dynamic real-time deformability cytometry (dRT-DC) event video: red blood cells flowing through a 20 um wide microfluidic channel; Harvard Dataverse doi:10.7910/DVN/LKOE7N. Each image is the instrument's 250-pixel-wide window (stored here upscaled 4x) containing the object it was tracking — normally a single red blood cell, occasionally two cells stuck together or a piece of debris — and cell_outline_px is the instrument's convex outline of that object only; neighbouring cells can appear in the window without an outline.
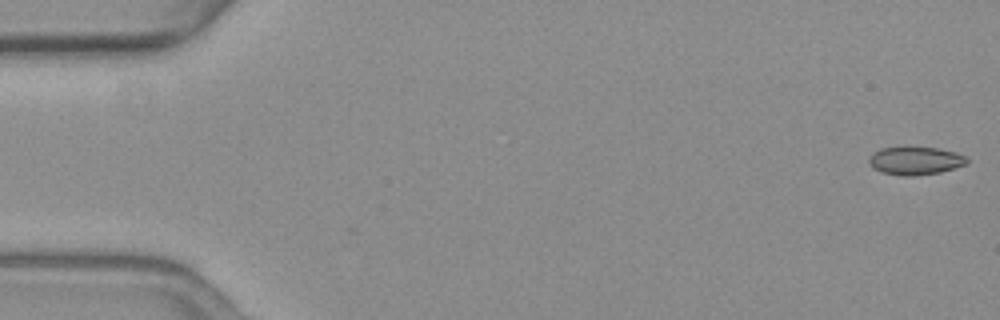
{"species": "common noctule bat (a hibernating species)", "species_latin": "Nyctalus noctula", "temperature_condition": "warm", "stored_images_in_passage": 56, "camera_frame_rate_fps": 3000, "um_per_image_px": 0.085, "animal": {"sex": "female", "body_mass_g": 19.3, "forearm_length_mm": 54.1}, "frame": {"image": 1, "passage_image": 1, "time_ms": 0.0, "image_size_px": [1000, 320], "cell_outline_px": [[968, 164], [940, 172], [912, 176], [904, 176], [884, 172], [872, 168], [868, 160], [880, 148], [904, 144], [908, 144], [936, 148], [956, 152], [964, 156], [968, 160]], "centroid_in_image_um": [77.8, 13.61], "position_along_channel_um": 7.2, "area_um2": 16.47}}
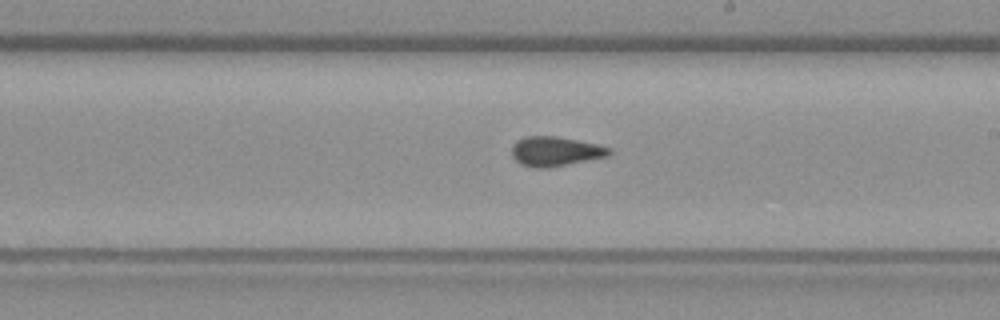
{"frame": {"image": 2, "passage_image": 32, "time_ms": 10.333, "image_size_px": [1000, 320], "cell_outline_px": [[612, 152], [608, 156], [548, 168], [532, 168], [520, 164], [512, 156], [512, 144], [516, 140], [524, 136], [556, 136], [596, 144], [612, 148]], "centroid_in_image_um": [47.17, 12.87], "position_along_channel_um": 241.8, "area_um2": 16.88}}
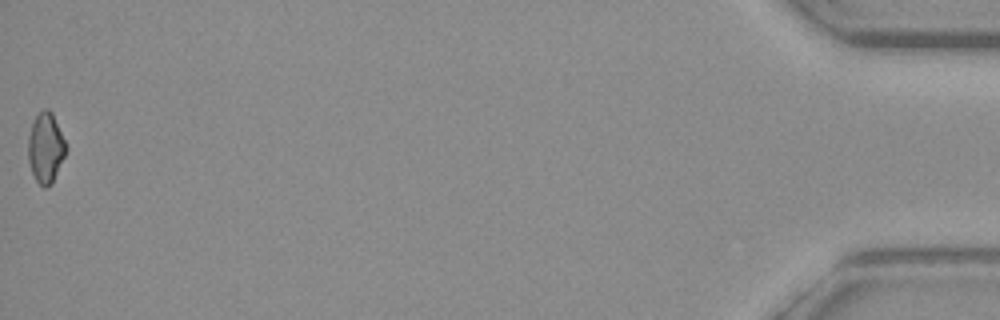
{"frame": {"image": 3, "passage_image": 56, "time_ms": 18.333, "image_size_px": [1000, 320], "cell_outline_px": [[68, 148], [52, 184], [44, 188], [36, 180], [32, 172], [28, 160], [28, 136], [32, 124], [36, 116], [44, 108], [48, 108], [52, 112]], "centroid_in_image_um": [3.89, 12.57], "position_along_channel_um": 431.3, "area_um2": 15.43}, "authors_computed_cell_mechanics": {"area_um2": 16.4441, "velocity_mm_per_s": 3.6842, "shape_relaxation_time_tau1_ms": 10.0992, "shape_relaxation_time_tau2_ms": 2.3582, "deformation_change_tau1": 0.1607, "deformation_change_tau2": 0.069}}